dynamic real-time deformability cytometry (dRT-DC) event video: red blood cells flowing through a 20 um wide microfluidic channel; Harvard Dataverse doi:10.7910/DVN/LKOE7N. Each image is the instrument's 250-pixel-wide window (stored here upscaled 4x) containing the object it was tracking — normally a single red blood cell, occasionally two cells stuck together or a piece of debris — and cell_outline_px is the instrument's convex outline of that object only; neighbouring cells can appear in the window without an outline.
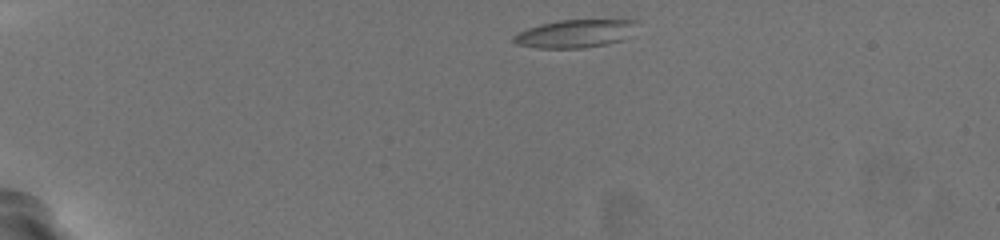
{"species": "common noctule bat (a hibernating species)", "species_latin": "Nyctalus noctula", "temperature_condition": "warm", "stored_images_in_passage": 38, "camera_frame_rate_fps": 3000, "um_per_image_px": 0.085, "animal": {"sex": "female", "body_mass_g": 19.5, "forearm_length_mm": 54.1}, "frame": {"image": 1, "passage_image": 1, "time_ms": 0.0, "image_size_px": [1000, 240], "cell_outline_px": [[636, 20], [620, 40], [604, 44], [580, 48], [536, 48], [516, 44], [512, 40], [512, 36], [528, 28], [540, 24], [560, 20]], "centroid_in_image_um": [48.7, 2.86], "position_along_channel_um": 36.3, "area_um2": 19.31}}
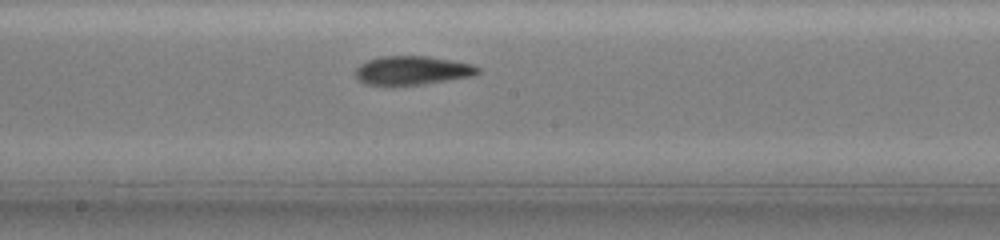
{"frame": {"image": 2, "passage_image": 22, "time_ms": 7.0, "image_size_px": [1000, 240], "cell_outline_px": [[480, 72], [472, 76], [416, 84], [368, 84], [360, 80], [356, 76], [356, 68], [360, 64], [368, 60], [380, 56], [428, 56], [452, 60], [472, 64], [480, 68]], "centroid_in_image_um": [35.06, 5.95], "position_along_channel_um": 213.1, "area_um2": 20.0}, "authors_computed_cell_mechanics": {"area_um2": 19.7098, "velocity_mm_per_s": 3.7173, "shape_relaxation_time_tau1_ms": 7.8378, "shape_relaxation_time_tau2_ms": 3.6728, "deformation_change_tau1": 0.2146, "deformation_change_tau2": 0.0977}}